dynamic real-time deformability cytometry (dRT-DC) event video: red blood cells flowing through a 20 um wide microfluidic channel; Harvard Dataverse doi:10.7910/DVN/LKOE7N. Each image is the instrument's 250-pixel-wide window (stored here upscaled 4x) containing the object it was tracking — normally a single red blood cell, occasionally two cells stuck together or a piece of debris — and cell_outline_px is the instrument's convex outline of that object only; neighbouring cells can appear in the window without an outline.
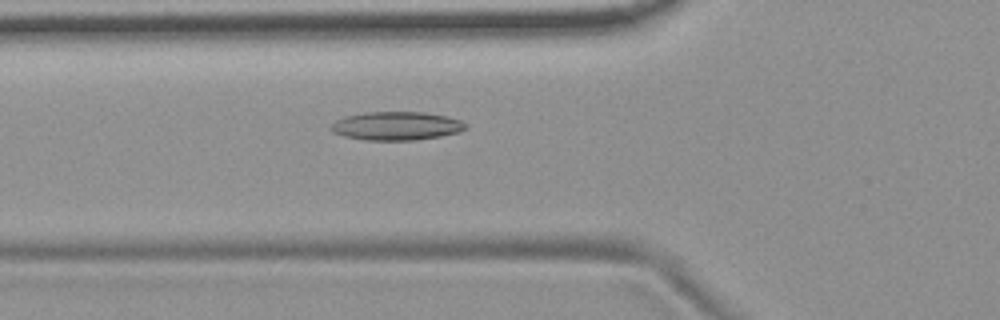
{"species": "common noctule bat (a hibernating species)", "species_latin": "Nyctalus noctula", "temperature_condition": "room temperature", "stored_images_in_passage": 55, "camera_frame_rate_fps": 3000, "um_per_image_px": 0.085, "animal": {"sex": "female", "body_mass_g": 19.9}, "frame": {"image": 1, "passage_image": 20, "time_ms": 6.333, "image_size_px": [1000, 320], "cell_outline_px": [[468, 128], [460, 132], [440, 136], [416, 140], [364, 140], [344, 136], [332, 132], [328, 128], [336, 120], [344, 116], [364, 112], [424, 112], [448, 116], [460, 120], [468, 124]], "centroid_in_image_um": [33.7, 10.7], "position_along_channel_um": 92.1, "area_um2": 22.66}}
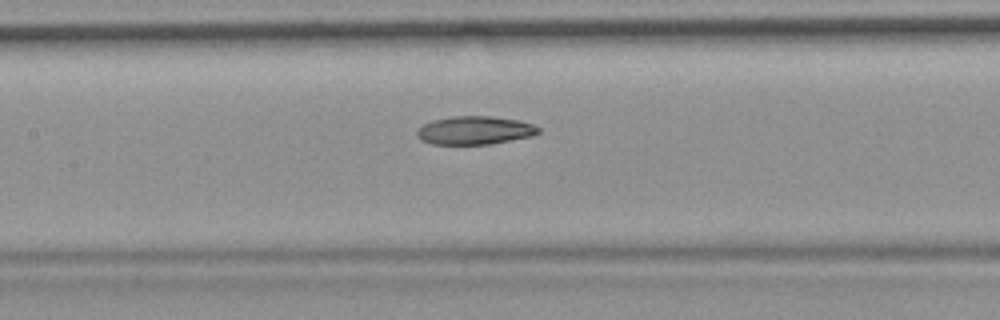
{"frame": {"image": 2, "passage_image": 26, "time_ms": 8.333, "image_size_px": [1000, 320], "cell_outline_px": [[540, 132], [532, 136], [488, 144], [432, 144], [420, 140], [416, 136], [416, 132], [424, 124], [432, 120], [452, 116], [492, 116], [520, 120], [532, 124], [540, 128]], "centroid_in_image_um": [40.35, 11.07], "position_along_channel_um": 167.1, "area_um2": 20.06}}
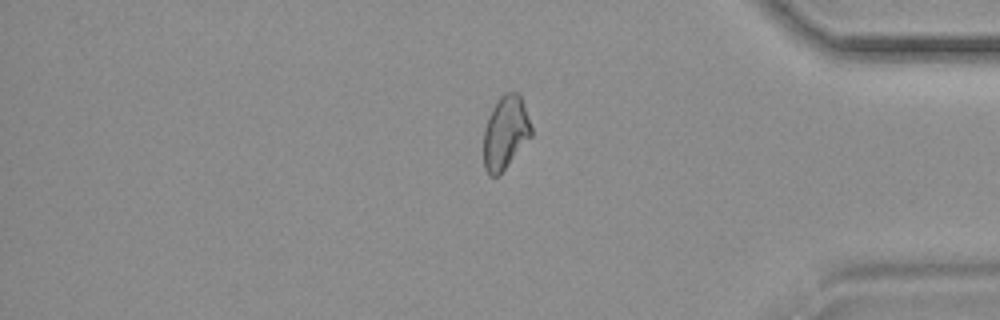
{"frame": {"image": 3, "passage_image": 46, "time_ms": 15.0, "image_size_px": [1000, 320], "cell_outline_px": [[532, 136], [508, 164], [496, 176], [488, 176], [484, 168], [484, 128], [488, 116], [492, 108], [500, 96], [504, 92], [520, 92], [532, 128]], "centroid_in_image_um": [42.96, 11.23], "position_along_channel_um": 392.2, "area_um2": 20.35}, "authors_computed_cell_mechanics": {"area_um2": 21.4438, "velocity_mm_per_s": 3.734, "shape_relaxation_time_tau1_ms": null, "shape_relaxation_time_tau2_ms": 4.6306, "deformation_change_tau1": null, "deformation_change_tau2": 0.1123}}